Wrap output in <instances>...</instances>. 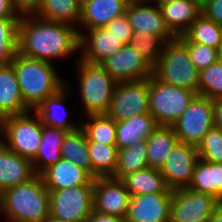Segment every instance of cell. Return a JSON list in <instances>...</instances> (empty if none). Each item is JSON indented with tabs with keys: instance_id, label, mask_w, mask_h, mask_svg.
Segmentation results:
<instances>
[{
	"instance_id": "obj_1",
	"label": "cell",
	"mask_w": 222,
	"mask_h": 222,
	"mask_svg": "<svg viewBox=\"0 0 222 222\" xmlns=\"http://www.w3.org/2000/svg\"><path fill=\"white\" fill-rule=\"evenodd\" d=\"M78 28L42 19L36 15L20 18L18 53L24 57L53 64L54 58L74 55L79 49Z\"/></svg>"
},
{
	"instance_id": "obj_32",
	"label": "cell",
	"mask_w": 222,
	"mask_h": 222,
	"mask_svg": "<svg viewBox=\"0 0 222 222\" xmlns=\"http://www.w3.org/2000/svg\"><path fill=\"white\" fill-rule=\"evenodd\" d=\"M147 167V141L143 140L136 145L118 149L117 167L111 177L122 179L130 173Z\"/></svg>"
},
{
	"instance_id": "obj_27",
	"label": "cell",
	"mask_w": 222,
	"mask_h": 222,
	"mask_svg": "<svg viewBox=\"0 0 222 222\" xmlns=\"http://www.w3.org/2000/svg\"><path fill=\"white\" fill-rule=\"evenodd\" d=\"M131 196L153 193H173L165 183L164 177L158 169L147 167L130 173L122 179Z\"/></svg>"
},
{
	"instance_id": "obj_15",
	"label": "cell",
	"mask_w": 222,
	"mask_h": 222,
	"mask_svg": "<svg viewBox=\"0 0 222 222\" xmlns=\"http://www.w3.org/2000/svg\"><path fill=\"white\" fill-rule=\"evenodd\" d=\"M125 14L133 32H138L140 35H155L166 42L176 38L166 25L160 7L155 4L128 2Z\"/></svg>"
},
{
	"instance_id": "obj_12",
	"label": "cell",
	"mask_w": 222,
	"mask_h": 222,
	"mask_svg": "<svg viewBox=\"0 0 222 222\" xmlns=\"http://www.w3.org/2000/svg\"><path fill=\"white\" fill-rule=\"evenodd\" d=\"M199 159L197 147L178 141L159 169L171 190L188 188Z\"/></svg>"
},
{
	"instance_id": "obj_26",
	"label": "cell",
	"mask_w": 222,
	"mask_h": 222,
	"mask_svg": "<svg viewBox=\"0 0 222 222\" xmlns=\"http://www.w3.org/2000/svg\"><path fill=\"white\" fill-rule=\"evenodd\" d=\"M189 189L209 194L222 203V163L198 159Z\"/></svg>"
},
{
	"instance_id": "obj_25",
	"label": "cell",
	"mask_w": 222,
	"mask_h": 222,
	"mask_svg": "<svg viewBox=\"0 0 222 222\" xmlns=\"http://www.w3.org/2000/svg\"><path fill=\"white\" fill-rule=\"evenodd\" d=\"M68 131L42 124L41 144L36 157L32 160L34 172L41 174L61 157V145Z\"/></svg>"
},
{
	"instance_id": "obj_31",
	"label": "cell",
	"mask_w": 222,
	"mask_h": 222,
	"mask_svg": "<svg viewBox=\"0 0 222 222\" xmlns=\"http://www.w3.org/2000/svg\"><path fill=\"white\" fill-rule=\"evenodd\" d=\"M92 178L112 176L117 167L118 148L115 144L88 142Z\"/></svg>"
},
{
	"instance_id": "obj_8",
	"label": "cell",
	"mask_w": 222,
	"mask_h": 222,
	"mask_svg": "<svg viewBox=\"0 0 222 222\" xmlns=\"http://www.w3.org/2000/svg\"><path fill=\"white\" fill-rule=\"evenodd\" d=\"M172 127L178 141L197 147L214 127L212 100L197 94Z\"/></svg>"
},
{
	"instance_id": "obj_24",
	"label": "cell",
	"mask_w": 222,
	"mask_h": 222,
	"mask_svg": "<svg viewBox=\"0 0 222 222\" xmlns=\"http://www.w3.org/2000/svg\"><path fill=\"white\" fill-rule=\"evenodd\" d=\"M156 121L149 113L135 115L124 121H116V146L127 148L147 140L157 127Z\"/></svg>"
},
{
	"instance_id": "obj_40",
	"label": "cell",
	"mask_w": 222,
	"mask_h": 222,
	"mask_svg": "<svg viewBox=\"0 0 222 222\" xmlns=\"http://www.w3.org/2000/svg\"><path fill=\"white\" fill-rule=\"evenodd\" d=\"M105 28L115 37L120 39V42H122L123 45H129L130 39L133 36V30L126 14L113 19L105 26Z\"/></svg>"
},
{
	"instance_id": "obj_38",
	"label": "cell",
	"mask_w": 222,
	"mask_h": 222,
	"mask_svg": "<svg viewBox=\"0 0 222 222\" xmlns=\"http://www.w3.org/2000/svg\"><path fill=\"white\" fill-rule=\"evenodd\" d=\"M197 152L205 162L222 163V130L211 128L197 146Z\"/></svg>"
},
{
	"instance_id": "obj_43",
	"label": "cell",
	"mask_w": 222,
	"mask_h": 222,
	"mask_svg": "<svg viewBox=\"0 0 222 222\" xmlns=\"http://www.w3.org/2000/svg\"><path fill=\"white\" fill-rule=\"evenodd\" d=\"M85 222H125V219L92 210Z\"/></svg>"
},
{
	"instance_id": "obj_4",
	"label": "cell",
	"mask_w": 222,
	"mask_h": 222,
	"mask_svg": "<svg viewBox=\"0 0 222 222\" xmlns=\"http://www.w3.org/2000/svg\"><path fill=\"white\" fill-rule=\"evenodd\" d=\"M152 75L164 83L197 92L199 71L190 59L187 46L178 37L166 42Z\"/></svg>"
},
{
	"instance_id": "obj_17",
	"label": "cell",
	"mask_w": 222,
	"mask_h": 222,
	"mask_svg": "<svg viewBox=\"0 0 222 222\" xmlns=\"http://www.w3.org/2000/svg\"><path fill=\"white\" fill-rule=\"evenodd\" d=\"M78 33L80 36L79 49L82 50L80 59L90 64H100L123 46L120 39L105 27L87 30V34L81 30H78Z\"/></svg>"
},
{
	"instance_id": "obj_34",
	"label": "cell",
	"mask_w": 222,
	"mask_h": 222,
	"mask_svg": "<svg viewBox=\"0 0 222 222\" xmlns=\"http://www.w3.org/2000/svg\"><path fill=\"white\" fill-rule=\"evenodd\" d=\"M182 35L190 42L205 44L218 50L222 44V25L201 14Z\"/></svg>"
},
{
	"instance_id": "obj_45",
	"label": "cell",
	"mask_w": 222,
	"mask_h": 222,
	"mask_svg": "<svg viewBox=\"0 0 222 222\" xmlns=\"http://www.w3.org/2000/svg\"><path fill=\"white\" fill-rule=\"evenodd\" d=\"M212 103L214 114V126L222 130V98L213 99Z\"/></svg>"
},
{
	"instance_id": "obj_51",
	"label": "cell",
	"mask_w": 222,
	"mask_h": 222,
	"mask_svg": "<svg viewBox=\"0 0 222 222\" xmlns=\"http://www.w3.org/2000/svg\"><path fill=\"white\" fill-rule=\"evenodd\" d=\"M128 2H149V0H127Z\"/></svg>"
},
{
	"instance_id": "obj_47",
	"label": "cell",
	"mask_w": 222,
	"mask_h": 222,
	"mask_svg": "<svg viewBox=\"0 0 222 222\" xmlns=\"http://www.w3.org/2000/svg\"><path fill=\"white\" fill-rule=\"evenodd\" d=\"M43 222H70V221L61 220V219L53 217L52 215H49Z\"/></svg>"
},
{
	"instance_id": "obj_39",
	"label": "cell",
	"mask_w": 222,
	"mask_h": 222,
	"mask_svg": "<svg viewBox=\"0 0 222 222\" xmlns=\"http://www.w3.org/2000/svg\"><path fill=\"white\" fill-rule=\"evenodd\" d=\"M178 38L187 46L192 63L198 71L218 60V50L205 44L190 42L183 35Z\"/></svg>"
},
{
	"instance_id": "obj_37",
	"label": "cell",
	"mask_w": 222,
	"mask_h": 222,
	"mask_svg": "<svg viewBox=\"0 0 222 222\" xmlns=\"http://www.w3.org/2000/svg\"><path fill=\"white\" fill-rule=\"evenodd\" d=\"M166 44V41L155 35H140L138 32H133L129 45L141 52L145 60L153 67Z\"/></svg>"
},
{
	"instance_id": "obj_35",
	"label": "cell",
	"mask_w": 222,
	"mask_h": 222,
	"mask_svg": "<svg viewBox=\"0 0 222 222\" xmlns=\"http://www.w3.org/2000/svg\"><path fill=\"white\" fill-rule=\"evenodd\" d=\"M20 18L0 19V66L11 64L18 52Z\"/></svg>"
},
{
	"instance_id": "obj_22",
	"label": "cell",
	"mask_w": 222,
	"mask_h": 222,
	"mask_svg": "<svg viewBox=\"0 0 222 222\" xmlns=\"http://www.w3.org/2000/svg\"><path fill=\"white\" fill-rule=\"evenodd\" d=\"M30 111L25 105L12 64L0 66V120Z\"/></svg>"
},
{
	"instance_id": "obj_42",
	"label": "cell",
	"mask_w": 222,
	"mask_h": 222,
	"mask_svg": "<svg viewBox=\"0 0 222 222\" xmlns=\"http://www.w3.org/2000/svg\"><path fill=\"white\" fill-rule=\"evenodd\" d=\"M14 11L18 16L36 15L40 0H11Z\"/></svg>"
},
{
	"instance_id": "obj_3",
	"label": "cell",
	"mask_w": 222,
	"mask_h": 222,
	"mask_svg": "<svg viewBox=\"0 0 222 222\" xmlns=\"http://www.w3.org/2000/svg\"><path fill=\"white\" fill-rule=\"evenodd\" d=\"M11 64L23 101L32 111L66 85L55 65L50 62L24 57L17 52Z\"/></svg>"
},
{
	"instance_id": "obj_19",
	"label": "cell",
	"mask_w": 222,
	"mask_h": 222,
	"mask_svg": "<svg viewBox=\"0 0 222 222\" xmlns=\"http://www.w3.org/2000/svg\"><path fill=\"white\" fill-rule=\"evenodd\" d=\"M35 175L31 160L14 153L0 141V194Z\"/></svg>"
},
{
	"instance_id": "obj_33",
	"label": "cell",
	"mask_w": 222,
	"mask_h": 222,
	"mask_svg": "<svg viewBox=\"0 0 222 222\" xmlns=\"http://www.w3.org/2000/svg\"><path fill=\"white\" fill-rule=\"evenodd\" d=\"M80 121V127L84 130L87 142H99L102 144H116V121L106 114L88 115Z\"/></svg>"
},
{
	"instance_id": "obj_28",
	"label": "cell",
	"mask_w": 222,
	"mask_h": 222,
	"mask_svg": "<svg viewBox=\"0 0 222 222\" xmlns=\"http://www.w3.org/2000/svg\"><path fill=\"white\" fill-rule=\"evenodd\" d=\"M146 141L148 167L159 170L178 138L172 126L158 125Z\"/></svg>"
},
{
	"instance_id": "obj_11",
	"label": "cell",
	"mask_w": 222,
	"mask_h": 222,
	"mask_svg": "<svg viewBox=\"0 0 222 222\" xmlns=\"http://www.w3.org/2000/svg\"><path fill=\"white\" fill-rule=\"evenodd\" d=\"M219 202L209 194L189 188L173 190L170 222H208Z\"/></svg>"
},
{
	"instance_id": "obj_21",
	"label": "cell",
	"mask_w": 222,
	"mask_h": 222,
	"mask_svg": "<svg viewBox=\"0 0 222 222\" xmlns=\"http://www.w3.org/2000/svg\"><path fill=\"white\" fill-rule=\"evenodd\" d=\"M70 86L71 85H68V82H66L64 87L46 98L33 110L39 115L42 124L64 129L66 131H72L80 127V120L76 121V123L78 122L76 125L67 118L68 114L64 104L67 98V93L69 94L68 91L71 88Z\"/></svg>"
},
{
	"instance_id": "obj_14",
	"label": "cell",
	"mask_w": 222,
	"mask_h": 222,
	"mask_svg": "<svg viewBox=\"0 0 222 222\" xmlns=\"http://www.w3.org/2000/svg\"><path fill=\"white\" fill-rule=\"evenodd\" d=\"M131 195L121 179L97 177L93 185V210L96 212L126 217Z\"/></svg>"
},
{
	"instance_id": "obj_50",
	"label": "cell",
	"mask_w": 222,
	"mask_h": 222,
	"mask_svg": "<svg viewBox=\"0 0 222 222\" xmlns=\"http://www.w3.org/2000/svg\"><path fill=\"white\" fill-rule=\"evenodd\" d=\"M191 1L196 2L199 6L202 7L207 0H191Z\"/></svg>"
},
{
	"instance_id": "obj_41",
	"label": "cell",
	"mask_w": 222,
	"mask_h": 222,
	"mask_svg": "<svg viewBox=\"0 0 222 222\" xmlns=\"http://www.w3.org/2000/svg\"><path fill=\"white\" fill-rule=\"evenodd\" d=\"M201 13L207 19L222 25V0H207L201 7Z\"/></svg>"
},
{
	"instance_id": "obj_29",
	"label": "cell",
	"mask_w": 222,
	"mask_h": 222,
	"mask_svg": "<svg viewBox=\"0 0 222 222\" xmlns=\"http://www.w3.org/2000/svg\"><path fill=\"white\" fill-rule=\"evenodd\" d=\"M81 2L82 0H40L36 16L78 28Z\"/></svg>"
},
{
	"instance_id": "obj_6",
	"label": "cell",
	"mask_w": 222,
	"mask_h": 222,
	"mask_svg": "<svg viewBox=\"0 0 222 222\" xmlns=\"http://www.w3.org/2000/svg\"><path fill=\"white\" fill-rule=\"evenodd\" d=\"M31 112L32 110L0 120V141L14 153L32 161L41 144L42 122L35 111L33 116ZM3 136L6 141L2 140Z\"/></svg>"
},
{
	"instance_id": "obj_16",
	"label": "cell",
	"mask_w": 222,
	"mask_h": 222,
	"mask_svg": "<svg viewBox=\"0 0 222 222\" xmlns=\"http://www.w3.org/2000/svg\"><path fill=\"white\" fill-rule=\"evenodd\" d=\"M172 193L131 196L125 222H170Z\"/></svg>"
},
{
	"instance_id": "obj_46",
	"label": "cell",
	"mask_w": 222,
	"mask_h": 222,
	"mask_svg": "<svg viewBox=\"0 0 222 222\" xmlns=\"http://www.w3.org/2000/svg\"><path fill=\"white\" fill-rule=\"evenodd\" d=\"M208 222H222V203H219L212 211Z\"/></svg>"
},
{
	"instance_id": "obj_44",
	"label": "cell",
	"mask_w": 222,
	"mask_h": 222,
	"mask_svg": "<svg viewBox=\"0 0 222 222\" xmlns=\"http://www.w3.org/2000/svg\"><path fill=\"white\" fill-rule=\"evenodd\" d=\"M21 18L14 11L11 0H0V19Z\"/></svg>"
},
{
	"instance_id": "obj_30",
	"label": "cell",
	"mask_w": 222,
	"mask_h": 222,
	"mask_svg": "<svg viewBox=\"0 0 222 222\" xmlns=\"http://www.w3.org/2000/svg\"><path fill=\"white\" fill-rule=\"evenodd\" d=\"M61 157L85 170L92 177L91 158L84 130L79 127L68 131L61 145Z\"/></svg>"
},
{
	"instance_id": "obj_2",
	"label": "cell",
	"mask_w": 222,
	"mask_h": 222,
	"mask_svg": "<svg viewBox=\"0 0 222 222\" xmlns=\"http://www.w3.org/2000/svg\"><path fill=\"white\" fill-rule=\"evenodd\" d=\"M0 214L9 222H43L49 216V190L41 175L3 191Z\"/></svg>"
},
{
	"instance_id": "obj_23",
	"label": "cell",
	"mask_w": 222,
	"mask_h": 222,
	"mask_svg": "<svg viewBox=\"0 0 222 222\" xmlns=\"http://www.w3.org/2000/svg\"><path fill=\"white\" fill-rule=\"evenodd\" d=\"M159 7L166 25L176 37L182 35L202 14L201 6L191 0H172Z\"/></svg>"
},
{
	"instance_id": "obj_9",
	"label": "cell",
	"mask_w": 222,
	"mask_h": 222,
	"mask_svg": "<svg viewBox=\"0 0 222 222\" xmlns=\"http://www.w3.org/2000/svg\"><path fill=\"white\" fill-rule=\"evenodd\" d=\"M93 210V185L49 192V215L70 222H85Z\"/></svg>"
},
{
	"instance_id": "obj_5",
	"label": "cell",
	"mask_w": 222,
	"mask_h": 222,
	"mask_svg": "<svg viewBox=\"0 0 222 222\" xmlns=\"http://www.w3.org/2000/svg\"><path fill=\"white\" fill-rule=\"evenodd\" d=\"M78 69L79 89L85 115L106 114L117 82L100 64H90L74 58Z\"/></svg>"
},
{
	"instance_id": "obj_49",
	"label": "cell",
	"mask_w": 222,
	"mask_h": 222,
	"mask_svg": "<svg viewBox=\"0 0 222 222\" xmlns=\"http://www.w3.org/2000/svg\"><path fill=\"white\" fill-rule=\"evenodd\" d=\"M218 60L222 63V44L219 46L218 49Z\"/></svg>"
},
{
	"instance_id": "obj_20",
	"label": "cell",
	"mask_w": 222,
	"mask_h": 222,
	"mask_svg": "<svg viewBox=\"0 0 222 222\" xmlns=\"http://www.w3.org/2000/svg\"><path fill=\"white\" fill-rule=\"evenodd\" d=\"M40 175L49 192L81 185H94V179L85 170L62 158Z\"/></svg>"
},
{
	"instance_id": "obj_18",
	"label": "cell",
	"mask_w": 222,
	"mask_h": 222,
	"mask_svg": "<svg viewBox=\"0 0 222 222\" xmlns=\"http://www.w3.org/2000/svg\"><path fill=\"white\" fill-rule=\"evenodd\" d=\"M127 0H82L79 26L87 30L105 27L126 12ZM83 26V27H82Z\"/></svg>"
},
{
	"instance_id": "obj_7",
	"label": "cell",
	"mask_w": 222,
	"mask_h": 222,
	"mask_svg": "<svg viewBox=\"0 0 222 222\" xmlns=\"http://www.w3.org/2000/svg\"><path fill=\"white\" fill-rule=\"evenodd\" d=\"M196 95V91L164 83L151 75L149 77V114L157 125L172 126Z\"/></svg>"
},
{
	"instance_id": "obj_13",
	"label": "cell",
	"mask_w": 222,
	"mask_h": 222,
	"mask_svg": "<svg viewBox=\"0 0 222 222\" xmlns=\"http://www.w3.org/2000/svg\"><path fill=\"white\" fill-rule=\"evenodd\" d=\"M100 65L116 82L140 81L152 75L153 67L137 49L123 45Z\"/></svg>"
},
{
	"instance_id": "obj_36",
	"label": "cell",
	"mask_w": 222,
	"mask_h": 222,
	"mask_svg": "<svg viewBox=\"0 0 222 222\" xmlns=\"http://www.w3.org/2000/svg\"><path fill=\"white\" fill-rule=\"evenodd\" d=\"M197 94L211 100L222 98V63L219 60L199 71Z\"/></svg>"
},
{
	"instance_id": "obj_48",
	"label": "cell",
	"mask_w": 222,
	"mask_h": 222,
	"mask_svg": "<svg viewBox=\"0 0 222 222\" xmlns=\"http://www.w3.org/2000/svg\"><path fill=\"white\" fill-rule=\"evenodd\" d=\"M169 1H172V0H149V3L153 2L152 4L160 6L161 4L169 2Z\"/></svg>"
},
{
	"instance_id": "obj_10",
	"label": "cell",
	"mask_w": 222,
	"mask_h": 222,
	"mask_svg": "<svg viewBox=\"0 0 222 222\" xmlns=\"http://www.w3.org/2000/svg\"><path fill=\"white\" fill-rule=\"evenodd\" d=\"M144 113H149V78L117 82L106 115L124 121Z\"/></svg>"
}]
</instances>
